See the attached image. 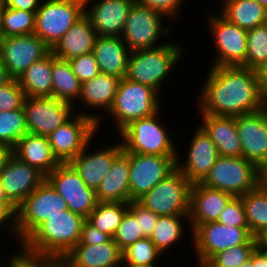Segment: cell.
Here are the masks:
<instances>
[{
  "instance_id": "obj_1",
  "label": "cell",
  "mask_w": 267,
  "mask_h": 267,
  "mask_svg": "<svg viewBox=\"0 0 267 267\" xmlns=\"http://www.w3.org/2000/svg\"><path fill=\"white\" fill-rule=\"evenodd\" d=\"M209 67L207 77L196 94L198 113L236 117L259 111L267 105V97L254 69Z\"/></svg>"
},
{
  "instance_id": "obj_2",
  "label": "cell",
  "mask_w": 267,
  "mask_h": 267,
  "mask_svg": "<svg viewBox=\"0 0 267 267\" xmlns=\"http://www.w3.org/2000/svg\"><path fill=\"white\" fill-rule=\"evenodd\" d=\"M184 47L172 40L156 48L132 51L125 78L147 85L161 95L167 77L185 57Z\"/></svg>"
},
{
  "instance_id": "obj_3",
  "label": "cell",
  "mask_w": 267,
  "mask_h": 267,
  "mask_svg": "<svg viewBox=\"0 0 267 267\" xmlns=\"http://www.w3.org/2000/svg\"><path fill=\"white\" fill-rule=\"evenodd\" d=\"M85 218L70 209L43 222L23 243L32 253L64 257L79 241Z\"/></svg>"
},
{
  "instance_id": "obj_4",
  "label": "cell",
  "mask_w": 267,
  "mask_h": 267,
  "mask_svg": "<svg viewBox=\"0 0 267 267\" xmlns=\"http://www.w3.org/2000/svg\"><path fill=\"white\" fill-rule=\"evenodd\" d=\"M160 98L162 99L161 95L151 87L122 78L113 105L106 116L113 118V127L119 133L132 121L153 116L161 111L164 106Z\"/></svg>"
},
{
  "instance_id": "obj_5",
  "label": "cell",
  "mask_w": 267,
  "mask_h": 267,
  "mask_svg": "<svg viewBox=\"0 0 267 267\" xmlns=\"http://www.w3.org/2000/svg\"><path fill=\"white\" fill-rule=\"evenodd\" d=\"M161 112L153 116L132 121L122 129L119 139L123 151L137 154L177 155L174 137L167 125L160 120ZM174 140V141H173Z\"/></svg>"
},
{
  "instance_id": "obj_6",
  "label": "cell",
  "mask_w": 267,
  "mask_h": 267,
  "mask_svg": "<svg viewBox=\"0 0 267 267\" xmlns=\"http://www.w3.org/2000/svg\"><path fill=\"white\" fill-rule=\"evenodd\" d=\"M165 19L170 22L157 10L135 2L120 37L130 51L156 48L167 43L169 40L162 41V38L169 39L168 36L173 33V27L166 25Z\"/></svg>"
},
{
  "instance_id": "obj_7",
  "label": "cell",
  "mask_w": 267,
  "mask_h": 267,
  "mask_svg": "<svg viewBox=\"0 0 267 267\" xmlns=\"http://www.w3.org/2000/svg\"><path fill=\"white\" fill-rule=\"evenodd\" d=\"M66 201L45 179L16 207V231L23 243L43 222L67 210Z\"/></svg>"
},
{
  "instance_id": "obj_8",
  "label": "cell",
  "mask_w": 267,
  "mask_h": 267,
  "mask_svg": "<svg viewBox=\"0 0 267 267\" xmlns=\"http://www.w3.org/2000/svg\"><path fill=\"white\" fill-rule=\"evenodd\" d=\"M201 183L229 193L233 197H241L260 184V170L253 162L242 156L220 155Z\"/></svg>"
},
{
  "instance_id": "obj_9",
  "label": "cell",
  "mask_w": 267,
  "mask_h": 267,
  "mask_svg": "<svg viewBox=\"0 0 267 267\" xmlns=\"http://www.w3.org/2000/svg\"><path fill=\"white\" fill-rule=\"evenodd\" d=\"M84 0H42L34 34L52 49L84 15Z\"/></svg>"
},
{
  "instance_id": "obj_10",
  "label": "cell",
  "mask_w": 267,
  "mask_h": 267,
  "mask_svg": "<svg viewBox=\"0 0 267 267\" xmlns=\"http://www.w3.org/2000/svg\"><path fill=\"white\" fill-rule=\"evenodd\" d=\"M192 185L176 168L137 202L158 216L189 215Z\"/></svg>"
},
{
  "instance_id": "obj_11",
  "label": "cell",
  "mask_w": 267,
  "mask_h": 267,
  "mask_svg": "<svg viewBox=\"0 0 267 267\" xmlns=\"http://www.w3.org/2000/svg\"><path fill=\"white\" fill-rule=\"evenodd\" d=\"M189 226L198 267H203L215 254L246 244L253 237L248 227H233L217 221Z\"/></svg>"
},
{
  "instance_id": "obj_12",
  "label": "cell",
  "mask_w": 267,
  "mask_h": 267,
  "mask_svg": "<svg viewBox=\"0 0 267 267\" xmlns=\"http://www.w3.org/2000/svg\"><path fill=\"white\" fill-rule=\"evenodd\" d=\"M206 17L216 50L210 66H241L246 60L247 30L218 12H209Z\"/></svg>"
},
{
  "instance_id": "obj_13",
  "label": "cell",
  "mask_w": 267,
  "mask_h": 267,
  "mask_svg": "<svg viewBox=\"0 0 267 267\" xmlns=\"http://www.w3.org/2000/svg\"><path fill=\"white\" fill-rule=\"evenodd\" d=\"M97 121L77 112L47 137L54 156L60 163H68L98 136ZM97 135V136H96Z\"/></svg>"
},
{
  "instance_id": "obj_14",
  "label": "cell",
  "mask_w": 267,
  "mask_h": 267,
  "mask_svg": "<svg viewBox=\"0 0 267 267\" xmlns=\"http://www.w3.org/2000/svg\"><path fill=\"white\" fill-rule=\"evenodd\" d=\"M46 180L62 196L73 213L87 219L95 209L98 203L96 191L85 184L69 162L60 163L46 176Z\"/></svg>"
},
{
  "instance_id": "obj_15",
  "label": "cell",
  "mask_w": 267,
  "mask_h": 267,
  "mask_svg": "<svg viewBox=\"0 0 267 267\" xmlns=\"http://www.w3.org/2000/svg\"><path fill=\"white\" fill-rule=\"evenodd\" d=\"M177 155L129 152L130 202L137 201L176 169Z\"/></svg>"
},
{
  "instance_id": "obj_16",
  "label": "cell",
  "mask_w": 267,
  "mask_h": 267,
  "mask_svg": "<svg viewBox=\"0 0 267 267\" xmlns=\"http://www.w3.org/2000/svg\"><path fill=\"white\" fill-rule=\"evenodd\" d=\"M75 107L53 97L26 96L23 108L28 133L47 137L78 112Z\"/></svg>"
},
{
  "instance_id": "obj_17",
  "label": "cell",
  "mask_w": 267,
  "mask_h": 267,
  "mask_svg": "<svg viewBox=\"0 0 267 267\" xmlns=\"http://www.w3.org/2000/svg\"><path fill=\"white\" fill-rule=\"evenodd\" d=\"M50 51L35 34L3 37L0 40V59L11 79H18L29 66Z\"/></svg>"
},
{
  "instance_id": "obj_18",
  "label": "cell",
  "mask_w": 267,
  "mask_h": 267,
  "mask_svg": "<svg viewBox=\"0 0 267 267\" xmlns=\"http://www.w3.org/2000/svg\"><path fill=\"white\" fill-rule=\"evenodd\" d=\"M189 139L186 159L181 158L184 155L177 149L176 168L194 184L204 180L220 155L216 145L199 125Z\"/></svg>"
},
{
  "instance_id": "obj_19",
  "label": "cell",
  "mask_w": 267,
  "mask_h": 267,
  "mask_svg": "<svg viewBox=\"0 0 267 267\" xmlns=\"http://www.w3.org/2000/svg\"><path fill=\"white\" fill-rule=\"evenodd\" d=\"M241 156L259 169L267 161V105L259 111L236 116Z\"/></svg>"
},
{
  "instance_id": "obj_20",
  "label": "cell",
  "mask_w": 267,
  "mask_h": 267,
  "mask_svg": "<svg viewBox=\"0 0 267 267\" xmlns=\"http://www.w3.org/2000/svg\"><path fill=\"white\" fill-rule=\"evenodd\" d=\"M117 141L113 145L108 143L99 151L98 148L96 150L95 147L91 148L94 142L92 139L85 149L69 162L85 184L95 191L109 172L113 161L123 152L121 141Z\"/></svg>"
},
{
  "instance_id": "obj_21",
  "label": "cell",
  "mask_w": 267,
  "mask_h": 267,
  "mask_svg": "<svg viewBox=\"0 0 267 267\" xmlns=\"http://www.w3.org/2000/svg\"><path fill=\"white\" fill-rule=\"evenodd\" d=\"M94 1L84 0V14L91 21V25L97 35L107 37H120L125 26L126 18L128 17L131 7L136 1Z\"/></svg>"
},
{
  "instance_id": "obj_22",
  "label": "cell",
  "mask_w": 267,
  "mask_h": 267,
  "mask_svg": "<svg viewBox=\"0 0 267 267\" xmlns=\"http://www.w3.org/2000/svg\"><path fill=\"white\" fill-rule=\"evenodd\" d=\"M46 176L37 168L21 161L14 154L0 174V184L6 198L17 207L44 180Z\"/></svg>"
},
{
  "instance_id": "obj_23",
  "label": "cell",
  "mask_w": 267,
  "mask_h": 267,
  "mask_svg": "<svg viewBox=\"0 0 267 267\" xmlns=\"http://www.w3.org/2000/svg\"><path fill=\"white\" fill-rule=\"evenodd\" d=\"M120 80L116 76L100 73L91 80L81 83V93L78 102L81 105L84 104V108L83 110L80 109L81 112L77 113L96 120L98 131L101 124L104 123L102 122L104 119H101L104 116L102 114H100L101 117L99 116V110L106 114L112 107ZM85 108L98 112L97 114L95 112L92 114L89 110L84 111Z\"/></svg>"
},
{
  "instance_id": "obj_24",
  "label": "cell",
  "mask_w": 267,
  "mask_h": 267,
  "mask_svg": "<svg viewBox=\"0 0 267 267\" xmlns=\"http://www.w3.org/2000/svg\"><path fill=\"white\" fill-rule=\"evenodd\" d=\"M233 196L219 189L194 183L191 188L189 225L215 222Z\"/></svg>"
},
{
  "instance_id": "obj_25",
  "label": "cell",
  "mask_w": 267,
  "mask_h": 267,
  "mask_svg": "<svg viewBox=\"0 0 267 267\" xmlns=\"http://www.w3.org/2000/svg\"><path fill=\"white\" fill-rule=\"evenodd\" d=\"M198 125L216 145L219 155L241 157V140L236 126V117L201 114Z\"/></svg>"
},
{
  "instance_id": "obj_26",
  "label": "cell",
  "mask_w": 267,
  "mask_h": 267,
  "mask_svg": "<svg viewBox=\"0 0 267 267\" xmlns=\"http://www.w3.org/2000/svg\"><path fill=\"white\" fill-rule=\"evenodd\" d=\"M131 52L121 37L98 36L92 50L100 73L125 78Z\"/></svg>"
},
{
  "instance_id": "obj_27",
  "label": "cell",
  "mask_w": 267,
  "mask_h": 267,
  "mask_svg": "<svg viewBox=\"0 0 267 267\" xmlns=\"http://www.w3.org/2000/svg\"><path fill=\"white\" fill-rule=\"evenodd\" d=\"M97 37L91 21L84 14L62 36L51 51L57 58L68 61L92 52Z\"/></svg>"
},
{
  "instance_id": "obj_28",
  "label": "cell",
  "mask_w": 267,
  "mask_h": 267,
  "mask_svg": "<svg viewBox=\"0 0 267 267\" xmlns=\"http://www.w3.org/2000/svg\"><path fill=\"white\" fill-rule=\"evenodd\" d=\"M129 175V152L123 151L97 188V201L130 203Z\"/></svg>"
},
{
  "instance_id": "obj_29",
  "label": "cell",
  "mask_w": 267,
  "mask_h": 267,
  "mask_svg": "<svg viewBox=\"0 0 267 267\" xmlns=\"http://www.w3.org/2000/svg\"><path fill=\"white\" fill-rule=\"evenodd\" d=\"M13 154L45 176L60 164L52 152L48 137L42 135L25 134L13 148Z\"/></svg>"
},
{
  "instance_id": "obj_30",
  "label": "cell",
  "mask_w": 267,
  "mask_h": 267,
  "mask_svg": "<svg viewBox=\"0 0 267 267\" xmlns=\"http://www.w3.org/2000/svg\"><path fill=\"white\" fill-rule=\"evenodd\" d=\"M65 257L77 267H122V251L112 239L96 245L77 244Z\"/></svg>"
},
{
  "instance_id": "obj_31",
  "label": "cell",
  "mask_w": 267,
  "mask_h": 267,
  "mask_svg": "<svg viewBox=\"0 0 267 267\" xmlns=\"http://www.w3.org/2000/svg\"><path fill=\"white\" fill-rule=\"evenodd\" d=\"M218 12L232 24L249 30L267 22V9L255 0H219Z\"/></svg>"
},
{
  "instance_id": "obj_32",
  "label": "cell",
  "mask_w": 267,
  "mask_h": 267,
  "mask_svg": "<svg viewBox=\"0 0 267 267\" xmlns=\"http://www.w3.org/2000/svg\"><path fill=\"white\" fill-rule=\"evenodd\" d=\"M52 65L53 53L50 51L17 79L26 96L52 97Z\"/></svg>"
},
{
  "instance_id": "obj_33",
  "label": "cell",
  "mask_w": 267,
  "mask_h": 267,
  "mask_svg": "<svg viewBox=\"0 0 267 267\" xmlns=\"http://www.w3.org/2000/svg\"><path fill=\"white\" fill-rule=\"evenodd\" d=\"M52 79L53 98L70 103L74 106H81L80 104H76L80 98L81 82L73 73L70 63L57 58L54 54Z\"/></svg>"
},
{
  "instance_id": "obj_34",
  "label": "cell",
  "mask_w": 267,
  "mask_h": 267,
  "mask_svg": "<svg viewBox=\"0 0 267 267\" xmlns=\"http://www.w3.org/2000/svg\"><path fill=\"white\" fill-rule=\"evenodd\" d=\"M185 222L186 224L188 223V226L189 215H165L158 217L150 239L163 255L168 250L170 251L172 247L177 246L182 241V238L186 237L185 229L187 227H185Z\"/></svg>"
},
{
  "instance_id": "obj_35",
  "label": "cell",
  "mask_w": 267,
  "mask_h": 267,
  "mask_svg": "<svg viewBox=\"0 0 267 267\" xmlns=\"http://www.w3.org/2000/svg\"><path fill=\"white\" fill-rule=\"evenodd\" d=\"M247 226L255 236L267 226V188L259 184L255 189L241 196Z\"/></svg>"
},
{
  "instance_id": "obj_36",
  "label": "cell",
  "mask_w": 267,
  "mask_h": 267,
  "mask_svg": "<svg viewBox=\"0 0 267 267\" xmlns=\"http://www.w3.org/2000/svg\"><path fill=\"white\" fill-rule=\"evenodd\" d=\"M128 209L129 203L98 202L87 220L99 231L112 238Z\"/></svg>"
},
{
  "instance_id": "obj_37",
  "label": "cell",
  "mask_w": 267,
  "mask_h": 267,
  "mask_svg": "<svg viewBox=\"0 0 267 267\" xmlns=\"http://www.w3.org/2000/svg\"><path fill=\"white\" fill-rule=\"evenodd\" d=\"M162 256L164 255L151 239L146 237L137 240L122 251V265L157 267Z\"/></svg>"
},
{
  "instance_id": "obj_38",
  "label": "cell",
  "mask_w": 267,
  "mask_h": 267,
  "mask_svg": "<svg viewBox=\"0 0 267 267\" xmlns=\"http://www.w3.org/2000/svg\"><path fill=\"white\" fill-rule=\"evenodd\" d=\"M24 108L0 112V144L14 148L27 134Z\"/></svg>"
},
{
  "instance_id": "obj_39",
  "label": "cell",
  "mask_w": 267,
  "mask_h": 267,
  "mask_svg": "<svg viewBox=\"0 0 267 267\" xmlns=\"http://www.w3.org/2000/svg\"><path fill=\"white\" fill-rule=\"evenodd\" d=\"M36 12L4 7L3 37L34 34Z\"/></svg>"
},
{
  "instance_id": "obj_40",
  "label": "cell",
  "mask_w": 267,
  "mask_h": 267,
  "mask_svg": "<svg viewBox=\"0 0 267 267\" xmlns=\"http://www.w3.org/2000/svg\"><path fill=\"white\" fill-rule=\"evenodd\" d=\"M267 59V22L247 30L246 60L242 67L256 69Z\"/></svg>"
},
{
  "instance_id": "obj_41",
  "label": "cell",
  "mask_w": 267,
  "mask_h": 267,
  "mask_svg": "<svg viewBox=\"0 0 267 267\" xmlns=\"http://www.w3.org/2000/svg\"><path fill=\"white\" fill-rule=\"evenodd\" d=\"M256 248V240L253 236L246 244H240L215 254L203 267H240L250 259Z\"/></svg>"
},
{
  "instance_id": "obj_42",
  "label": "cell",
  "mask_w": 267,
  "mask_h": 267,
  "mask_svg": "<svg viewBox=\"0 0 267 267\" xmlns=\"http://www.w3.org/2000/svg\"><path fill=\"white\" fill-rule=\"evenodd\" d=\"M146 238L140 230L139 221L127 210L123 215L121 223L114 233L112 240L123 251L129 245L134 244L137 240Z\"/></svg>"
},
{
  "instance_id": "obj_43",
  "label": "cell",
  "mask_w": 267,
  "mask_h": 267,
  "mask_svg": "<svg viewBox=\"0 0 267 267\" xmlns=\"http://www.w3.org/2000/svg\"><path fill=\"white\" fill-rule=\"evenodd\" d=\"M26 98L17 79H10L0 86V112L22 108Z\"/></svg>"
},
{
  "instance_id": "obj_44",
  "label": "cell",
  "mask_w": 267,
  "mask_h": 267,
  "mask_svg": "<svg viewBox=\"0 0 267 267\" xmlns=\"http://www.w3.org/2000/svg\"><path fill=\"white\" fill-rule=\"evenodd\" d=\"M217 222L233 227H248L241 197H232L228 201Z\"/></svg>"
},
{
  "instance_id": "obj_45",
  "label": "cell",
  "mask_w": 267,
  "mask_h": 267,
  "mask_svg": "<svg viewBox=\"0 0 267 267\" xmlns=\"http://www.w3.org/2000/svg\"><path fill=\"white\" fill-rule=\"evenodd\" d=\"M73 73L81 83L100 74L97 61L92 52L68 60Z\"/></svg>"
},
{
  "instance_id": "obj_46",
  "label": "cell",
  "mask_w": 267,
  "mask_h": 267,
  "mask_svg": "<svg viewBox=\"0 0 267 267\" xmlns=\"http://www.w3.org/2000/svg\"><path fill=\"white\" fill-rule=\"evenodd\" d=\"M136 3H139L144 6H148L166 16L170 23L174 24L179 21L180 12L182 8L184 9L185 2L187 0H135ZM184 2V3H183ZM182 6V7H181Z\"/></svg>"
},
{
  "instance_id": "obj_47",
  "label": "cell",
  "mask_w": 267,
  "mask_h": 267,
  "mask_svg": "<svg viewBox=\"0 0 267 267\" xmlns=\"http://www.w3.org/2000/svg\"><path fill=\"white\" fill-rule=\"evenodd\" d=\"M8 256L7 267H46V255L27 251L23 246Z\"/></svg>"
},
{
  "instance_id": "obj_48",
  "label": "cell",
  "mask_w": 267,
  "mask_h": 267,
  "mask_svg": "<svg viewBox=\"0 0 267 267\" xmlns=\"http://www.w3.org/2000/svg\"><path fill=\"white\" fill-rule=\"evenodd\" d=\"M139 221L140 230L143 232L145 237L150 238L154 227L158 220V215L153 211L144 208L137 201H131L128 209Z\"/></svg>"
},
{
  "instance_id": "obj_49",
  "label": "cell",
  "mask_w": 267,
  "mask_h": 267,
  "mask_svg": "<svg viewBox=\"0 0 267 267\" xmlns=\"http://www.w3.org/2000/svg\"><path fill=\"white\" fill-rule=\"evenodd\" d=\"M6 227L7 232L17 239L14 241L17 246H22L16 231V207L11 202H0V231Z\"/></svg>"
},
{
  "instance_id": "obj_50",
  "label": "cell",
  "mask_w": 267,
  "mask_h": 267,
  "mask_svg": "<svg viewBox=\"0 0 267 267\" xmlns=\"http://www.w3.org/2000/svg\"><path fill=\"white\" fill-rule=\"evenodd\" d=\"M111 239L112 238L109 235L102 233L87 219H85L82 225L80 241L78 244L96 245L109 242Z\"/></svg>"
},
{
  "instance_id": "obj_51",
  "label": "cell",
  "mask_w": 267,
  "mask_h": 267,
  "mask_svg": "<svg viewBox=\"0 0 267 267\" xmlns=\"http://www.w3.org/2000/svg\"><path fill=\"white\" fill-rule=\"evenodd\" d=\"M3 2L8 8L36 12L42 0H3Z\"/></svg>"
},
{
  "instance_id": "obj_52",
  "label": "cell",
  "mask_w": 267,
  "mask_h": 267,
  "mask_svg": "<svg viewBox=\"0 0 267 267\" xmlns=\"http://www.w3.org/2000/svg\"><path fill=\"white\" fill-rule=\"evenodd\" d=\"M259 84L264 95L267 97V59L255 69Z\"/></svg>"
},
{
  "instance_id": "obj_53",
  "label": "cell",
  "mask_w": 267,
  "mask_h": 267,
  "mask_svg": "<svg viewBox=\"0 0 267 267\" xmlns=\"http://www.w3.org/2000/svg\"><path fill=\"white\" fill-rule=\"evenodd\" d=\"M12 154L13 148L7 145L0 144V174L2 173Z\"/></svg>"
},
{
  "instance_id": "obj_54",
  "label": "cell",
  "mask_w": 267,
  "mask_h": 267,
  "mask_svg": "<svg viewBox=\"0 0 267 267\" xmlns=\"http://www.w3.org/2000/svg\"><path fill=\"white\" fill-rule=\"evenodd\" d=\"M46 267H68V259L64 257H53L46 255Z\"/></svg>"
},
{
  "instance_id": "obj_55",
  "label": "cell",
  "mask_w": 267,
  "mask_h": 267,
  "mask_svg": "<svg viewBox=\"0 0 267 267\" xmlns=\"http://www.w3.org/2000/svg\"><path fill=\"white\" fill-rule=\"evenodd\" d=\"M252 267H267L265 256L257 248L252 253Z\"/></svg>"
},
{
  "instance_id": "obj_56",
  "label": "cell",
  "mask_w": 267,
  "mask_h": 267,
  "mask_svg": "<svg viewBox=\"0 0 267 267\" xmlns=\"http://www.w3.org/2000/svg\"><path fill=\"white\" fill-rule=\"evenodd\" d=\"M257 248H267V226L255 235Z\"/></svg>"
},
{
  "instance_id": "obj_57",
  "label": "cell",
  "mask_w": 267,
  "mask_h": 267,
  "mask_svg": "<svg viewBox=\"0 0 267 267\" xmlns=\"http://www.w3.org/2000/svg\"><path fill=\"white\" fill-rule=\"evenodd\" d=\"M260 184L267 188V161L260 167Z\"/></svg>"
},
{
  "instance_id": "obj_58",
  "label": "cell",
  "mask_w": 267,
  "mask_h": 267,
  "mask_svg": "<svg viewBox=\"0 0 267 267\" xmlns=\"http://www.w3.org/2000/svg\"><path fill=\"white\" fill-rule=\"evenodd\" d=\"M11 78L8 76L5 66L0 59V86L7 83Z\"/></svg>"
},
{
  "instance_id": "obj_59",
  "label": "cell",
  "mask_w": 267,
  "mask_h": 267,
  "mask_svg": "<svg viewBox=\"0 0 267 267\" xmlns=\"http://www.w3.org/2000/svg\"><path fill=\"white\" fill-rule=\"evenodd\" d=\"M4 2L3 0H0V40L3 38V29H2V23H3V11H4Z\"/></svg>"
},
{
  "instance_id": "obj_60",
  "label": "cell",
  "mask_w": 267,
  "mask_h": 267,
  "mask_svg": "<svg viewBox=\"0 0 267 267\" xmlns=\"http://www.w3.org/2000/svg\"><path fill=\"white\" fill-rule=\"evenodd\" d=\"M0 202H10V201L6 198V196H5V194H4L3 189H2V187H1V184H0Z\"/></svg>"
},
{
  "instance_id": "obj_61",
  "label": "cell",
  "mask_w": 267,
  "mask_h": 267,
  "mask_svg": "<svg viewBox=\"0 0 267 267\" xmlns=\"http://www.w3.org/2000/svg\"><path fill=\"white\" fill-rule=\"evenodd\" d=\"M240 267H252V255H251L250 259L245 261Z\"/></svg>"
},
{
  "instance_id": "obj_62",
  "label": "cell",
  "mask_w": 267,
  "mask_h": 267,
  "mask_svg": "<svg viewBox=\"0 0 267 267\" xmlns=\"http://www.w3.org/2000/svg\"><path fill=\"white\" fill-rule=\"evenodd\" d=\"M260 3L265 9H267V0H255Z\"/></svg>"
},
{
  "instance_id": "obj_63",
  "label": "cell",
  "mask_w": 267,
  "mask_h": 267,
  "mask_svg": "<svg viewBox=\"0 0 267 267\" xmlns=\"http://www.w3.org/2000/svg\"><path fill=\"white\" fill-rule=\"evenodd\" d=\"M266 258L267 260V248H257Z\"/></svg>"
},
{
  "instance_id": "obj_64",
  "label": "cell",
  "mask_w": 267,
  "mask_h": 267,
  "mask_svg": "<svg viewBox=\"0 0 267 267\" xmlns=\"http://www.w3.org/2000/svg\"><path fill=\"white\" fill-rule=\"evenodd\" d=\"M2 262H4V260H1V264H0V267H7V262L5 261V264H3Z\"/></svg>"
},
{
  "instance_id": "obj_65",
  "label": "cell",
  "mask_w": 267,
  "mask_h": 267,
  "mask_svg": "<svg viewBox=\"0 0 267 267\" xmlns=\"http://www.w3.org/2000/svg\"><path fill=\"white\" fill-rule=\"evenodd\" d=\"M68 267H77V266L73 265V264L68 260Z\"/></svg>"
},
{
  "instance_id": "obj_66",
  "label": "cell",
  "mask_w": 267,
  "mask_h": 267,
  "mask_svg": "<svg viewBox=\"0 0 267 267\" xmlns=\"http://www.w3.org/2000/svg\"><path fill=\"white\" fill-rule=\"evenodd\" d=\"M122 267H144V266H130V265H122Z\"/></svg>"
}]
</instances>
